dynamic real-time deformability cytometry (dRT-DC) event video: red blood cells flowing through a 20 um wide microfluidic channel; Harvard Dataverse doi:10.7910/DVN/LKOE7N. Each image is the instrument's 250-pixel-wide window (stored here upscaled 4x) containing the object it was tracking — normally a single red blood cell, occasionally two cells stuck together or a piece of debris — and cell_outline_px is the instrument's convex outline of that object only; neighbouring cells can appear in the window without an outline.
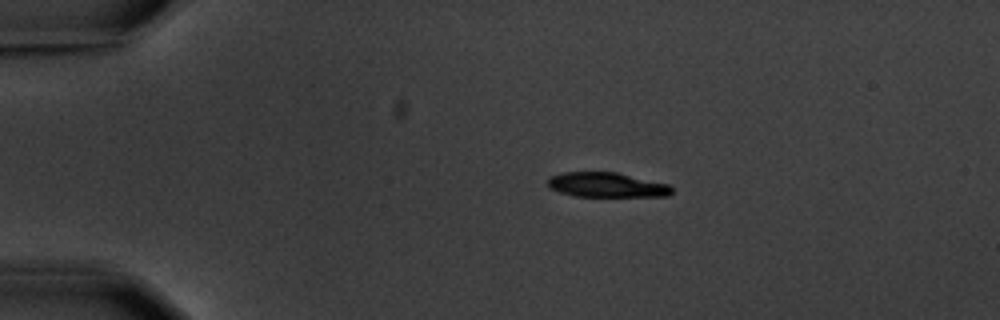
{"species": "common noctule bat (a hibernating species)", "species_latin": "Nyctalus noctula", "temperature_condition": "warm", "stored_images_in_passage": 5, "camera_frame_rate_fps": 3000, "um_per_image_px": 0.085, "animal": {"sex": "male", "body_mass_g": 20.1, "forearm_length_mm": 53.5}, "frame": {"image": 1, "passage_image": 3, "time_ms": 2.667, "image_size_px": [1000, 320], "cell_outline_px": [[672, 192], [668, 196], [572, 196], [548, 188], [548, 176], [564, 172], [616, 172], [668, 184], [672, 188]], "centroid_in_image_um": [51.52, 15.71], "position_along_channel_um": 33.5, "area_um2": 17.86}}
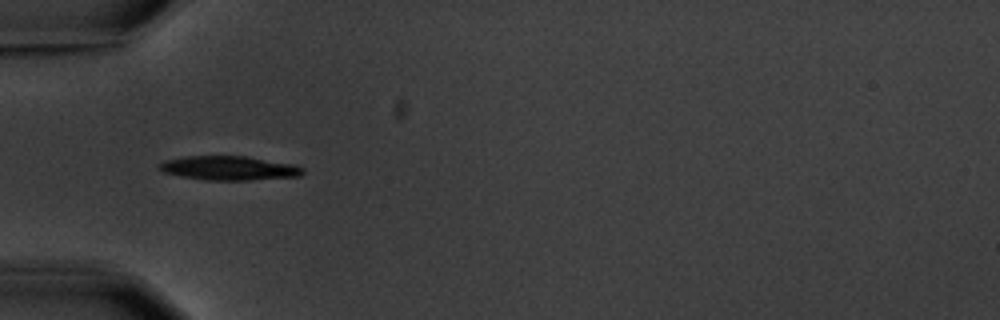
{"frame": {"image": 2, "passage_image": 5, "time_ms": 5.0, "image_size_px": [1000, 320], "cell_outline_px": [[304, 172], [300, 176], [248, 180], [204, 180], [180, 176], [164, 172], [156, 168], [156, 164], [164, 160], [188, 156], [248, 156], [296, 164], [304, 168]], "centroid_in_image_um": [19.46, 14.28], "position_along_channel_um": 65.5, "area_um2": 20.46}}